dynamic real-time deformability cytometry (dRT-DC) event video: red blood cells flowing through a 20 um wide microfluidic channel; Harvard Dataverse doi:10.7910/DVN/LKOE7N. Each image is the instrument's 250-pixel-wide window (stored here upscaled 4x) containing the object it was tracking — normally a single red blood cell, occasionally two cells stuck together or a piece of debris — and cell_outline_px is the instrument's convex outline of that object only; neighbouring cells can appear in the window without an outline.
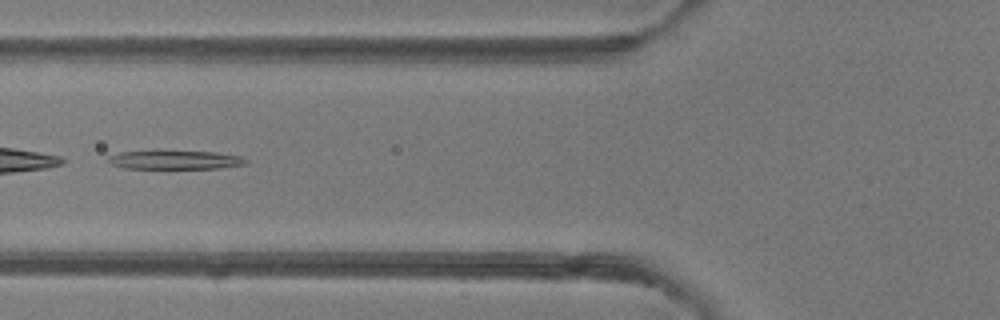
{"species": "common noctule bat (a hibernating species)", "species_latin": "Nyctalus noctula", "temperature_condition": "room temperature", "stored_images_in_passage": 6, "camera_frame_rate_fps": 3000, "um_per_image_px": 0.085, "animal": {"sex": "female"}, "frame": {"image": 1, "passage_image": 6, "time_ms": 5.667, "image_size_px": [1000, 320], "cell_outline_px": [[248, 164], [220, 168], [124, 168], [112, 164], [108, 160], [108, 156], [120, 152], [216, 152], [240, 156], [248, 160]], "centroid_in_image_um": [14.94, 13.6], "position_along_channel_um": 110.9, "area_um2": 14.57}}